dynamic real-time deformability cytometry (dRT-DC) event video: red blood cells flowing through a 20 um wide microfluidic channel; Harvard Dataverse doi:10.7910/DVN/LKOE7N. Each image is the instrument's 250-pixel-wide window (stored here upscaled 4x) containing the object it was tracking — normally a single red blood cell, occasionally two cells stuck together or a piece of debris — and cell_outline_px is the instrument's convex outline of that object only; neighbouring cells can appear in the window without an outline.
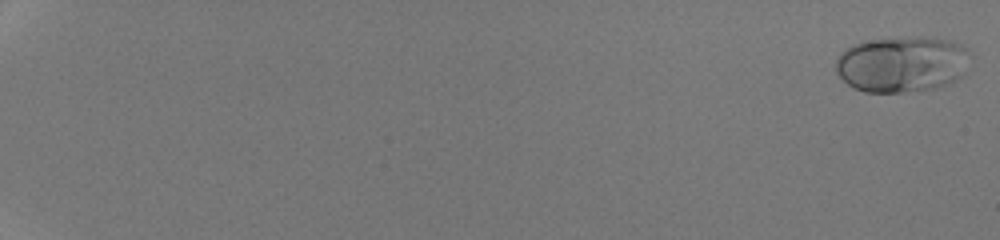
{"species": "human", "species_latin": "Homo sapiens", "temperature_condition": "room temperature", "stored_images_in_passage": 54, "camera_frame_rate_fps": 3000, "um_per_image_px": 0.085, "donor": {"sex": "male"}, "frame": {"image": 1, "passage_image": 2, "time_ms": 0.333, "image_size_px": [1000, 240], "cell_outline_px": [[964, 48], [960, 76], [944, 84], [932, 88], [900, 92], [864, 92], [848, 84], [836, 72], [836, 60], [840, 52], [852, 44], [876, 40], [912, 36], [916, 36], [948, 40], [964, 44]], "centroid_in_image_um": [76.53, 5.44], "position_along_channel_um": 8.5, "area_um2": 42.54}}
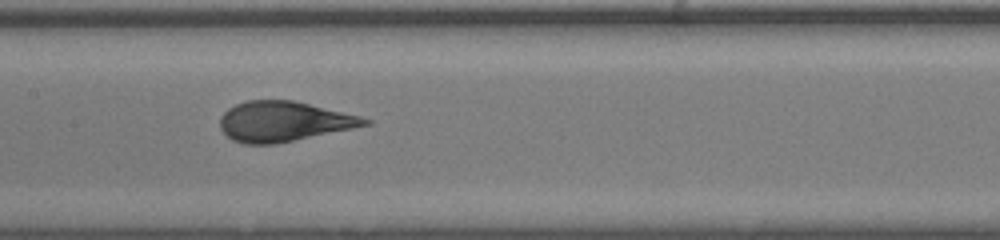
{"frame": {"image": 2, "passage_image": 32, "time_ms": 10.333, "image_size_px": [1000, 240], "cell_outline_px": [[372, 124], [276, 144], [244, 144], [232, 140], [220, 128], [220, 116], [228, 108], [236, 104], [248, 100], [292, 100], [360, 116], [372, 120]], "centroid_in_image_um": [24.09, 10.33], "position_along_channel_um": 183.3, "area_um2": 33.64}}
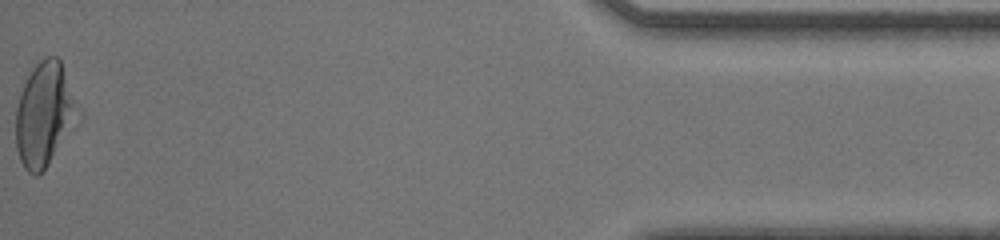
{"frame": {"image": 3, "passage_image": 54, "time_ms": 17.667, "image_size_px": [1000, 240], "cell_outline_px": [[80, 120], [48, 164], [36, 176], [32, 176], [24, 168], [20, 160], [16, 148], [16, 108], [24, 84], [32, 68], [44, 56], [56, 56], [60, 60], [80, 112]], "centroid_in_image_um": [3.78, 9.74], "position_along_channel_um": 431.4, "area_um2": 37.51}, "authors_computed_cell_mechanics": {"area_um2": 35.3158, "velocity_mm_per_s": 4.2886, "shape_relaxation_time_tau1_ms": 5.0025, "shape_relaxation_time_tau2_ms": null, "deformation_change_tau1": 0.2092, "deformation_change_tau2": null}}